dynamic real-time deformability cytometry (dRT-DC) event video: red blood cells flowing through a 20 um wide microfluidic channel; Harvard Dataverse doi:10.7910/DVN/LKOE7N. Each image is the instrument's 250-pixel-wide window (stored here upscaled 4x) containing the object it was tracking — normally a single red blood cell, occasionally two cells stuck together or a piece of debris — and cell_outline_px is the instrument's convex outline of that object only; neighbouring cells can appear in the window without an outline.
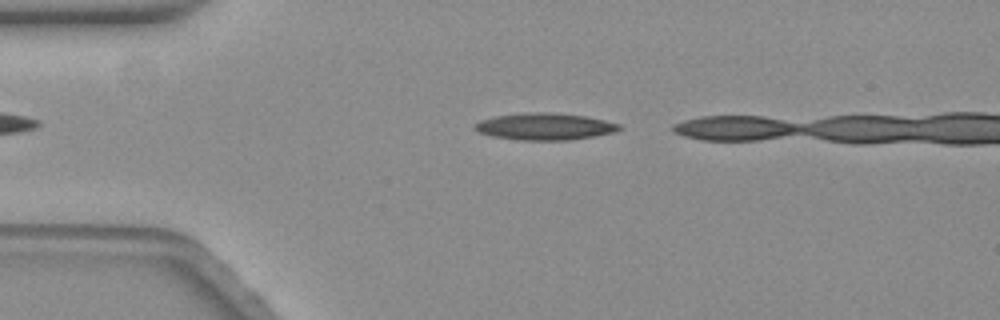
{"species": "common noctule bat (a hibernating species)", "species_latin": "Nyctalus noctula", "temperature_condition": "warm", "stored_images_in_passage": 6, "camera_frame_rate_fps": 3000, "um_per_image_px": 0.085, "animal": {"sex": "female", "body_mass_g": 19.3, "forearm_length_mm": 54.1}, "frame": {"image": 1, "passage_image": 3, "time_ms": 0.667, "image_size_px": [1000, 320], "cell_outline_px": [[620, 128], [612, 132], [592, 136], [568, 140], [520, 140], [496, 136], [480, 132], [476, 128], [476, 124], [480, 120], [496, 116], [524, 112], [552, 112], [584, 116], [604, 120], [620, 124]], "centroid_in_image_um": [46.31, 10.74], "position_along_channel_um": 38.7, "area_um2": 22.14}}